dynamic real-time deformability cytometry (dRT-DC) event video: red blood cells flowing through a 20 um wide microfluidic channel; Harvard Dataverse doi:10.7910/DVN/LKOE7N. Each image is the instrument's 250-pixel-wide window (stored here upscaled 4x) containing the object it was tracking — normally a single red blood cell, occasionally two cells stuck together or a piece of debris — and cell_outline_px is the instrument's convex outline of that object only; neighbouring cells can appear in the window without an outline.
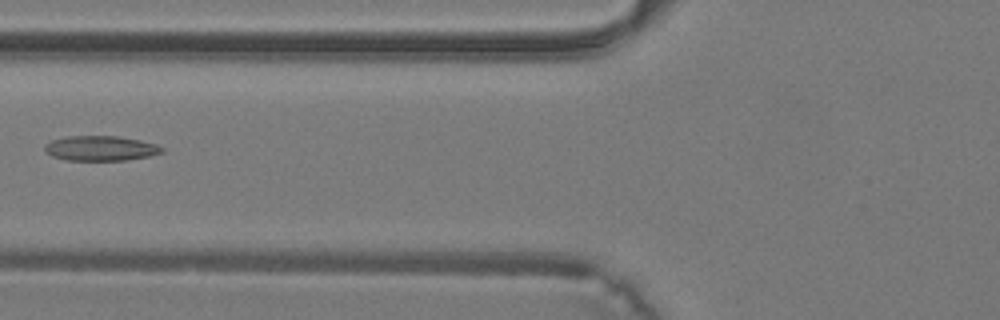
{"species": "common noctule bat (a hibernating species)", "species_latin": "Nyctalus noctula", "temperature_condition": "warm", "stored_images_in_passage": 34, "camera_frame_rate_fps": 3000, "um_per_image_px": 0.085, "animal": {"sex": "male", "body_mass_g": 19.2, "forearm_length_mm": 51.8}, "frame": {"image": 1, "passage_image": 10, "time_ms": 3.0, "image_size_px": [1000, 320], "cell_outline_px": [[164, 152], [152, 156], [124, 160], [64, 160], [52, 156], [44, 152], [44, 144], [52, 140], [68, 136], [116, 136], [140, 140], [156, 144], [164, 148]], "centroid_in_image_um": [8.55, 12.61], "position_along_channel_um": 117.3, "area_um2": 17.17}}
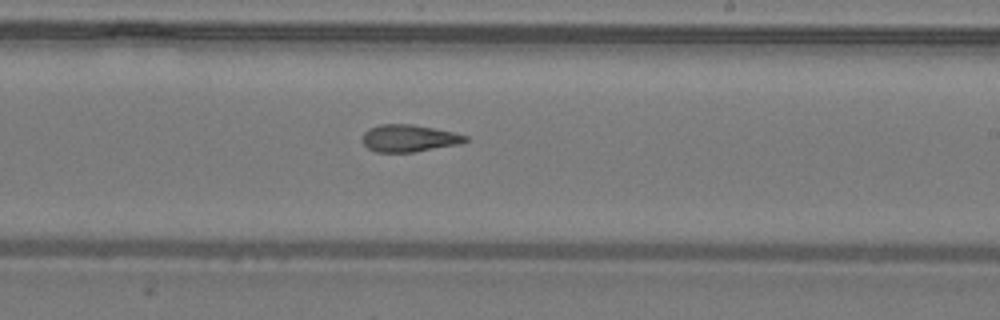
{"frame": {"image": 2, "passage_image": 18, "time_ms": 5.667, "image_size_px": [1000, 320], "cell_outline_px": [[468, 140], [460, 144], [412, 152], [376, 152], [368, 148], [364, 144], [364, 132], [368, 128], [380, 124], [412, 124], [452, 132], [468, 136]], "centroid_in_image_um": [34.76, 11.75], "position_along_channel_um": 254.2, "area_um2": 16.13}}
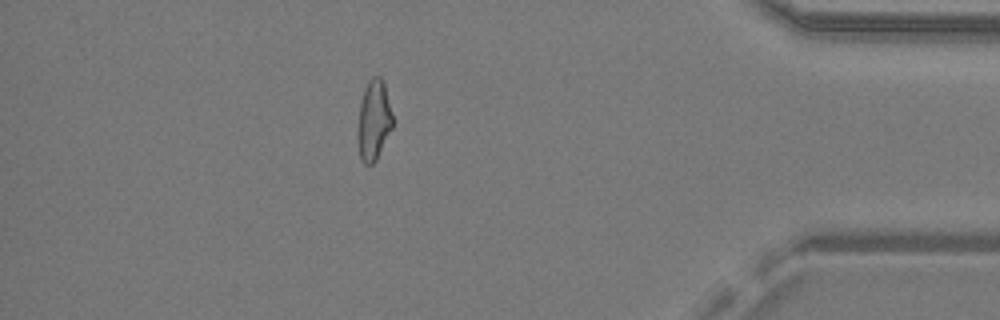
{"frame": {"image": 3, "passage_image": 29, "time_ms": 9.333, "image_size_px": [1000, 320], "cell_outline_px": [[396, 120], [376, 160], [372, 164], [364, 164], [360, 160], [356, 136], [356, 132], [360, 104], [364, 88], [368, 80], [372, 76], [380, 76], [384, 84]], "centroid_in_image_um": [31.77, 10.23], "position_along_channel_um": 403.4, "area_um2": 16.94}}